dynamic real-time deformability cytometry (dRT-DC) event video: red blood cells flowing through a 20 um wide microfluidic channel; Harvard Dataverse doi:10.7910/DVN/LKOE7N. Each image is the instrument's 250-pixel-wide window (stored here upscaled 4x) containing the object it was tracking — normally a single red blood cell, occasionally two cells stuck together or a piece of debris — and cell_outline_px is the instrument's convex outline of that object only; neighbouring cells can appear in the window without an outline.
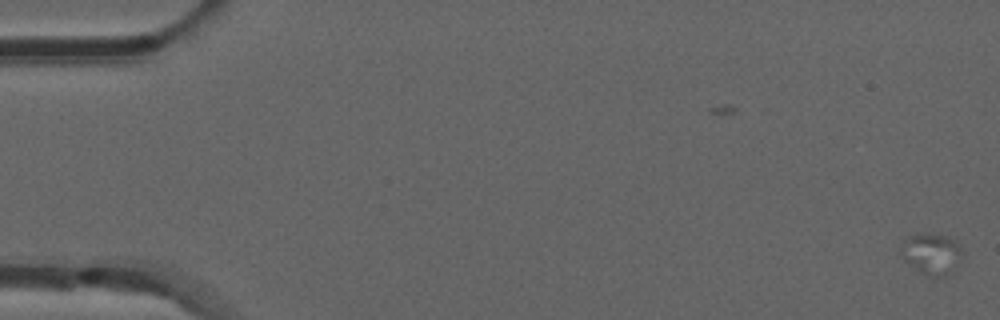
{"species": "common noctule bat (a hibernating species)", "species_latin": "Nyctalus noctula", "temperature_condition": "room temperature", "stored_images_in_passage": 24, "camera_frame_rate_fps": 3000, "um_per_image_px": 0.085, "animal": {"sex": "male", "forearm_length_mm": 52.5}, "frame": {"image": 1, "passage_image": 1, "time_ms": 0.0, "image_size_px": [1000, 320], "cell_outline_px": [[964, 252], [952, 272], [948, 276], [924, 276], [904, 260], [900, 252], [904, 240], [908, 236], [948, 236], [956, 240]], "centroid_in_image_um": [79.21, 21.63], "position_along_channel_um": 5.8, "area_um2": 14.45}}
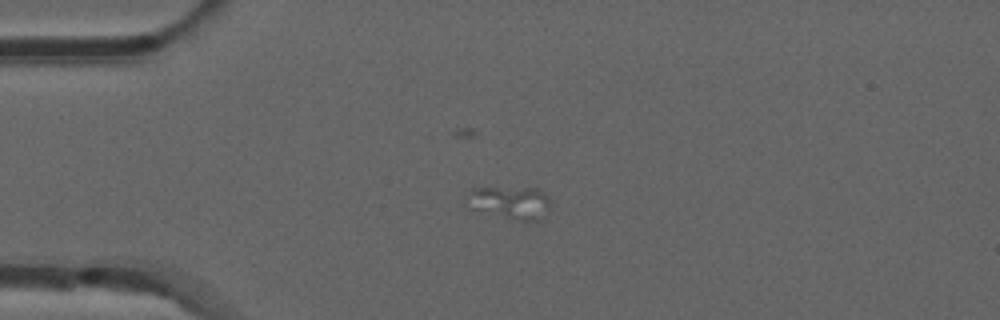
{"frame": {"image": 2, "passage_image": 14, "time_ms": 4.333, "image_size_px": [1000, 320], "cell_outline_px": [[548, 208], [540, 220], [520, 220], [468, 208], [464, 204], [472, 188], [536, 188], [544, 192], [548, 196]], "centroid_in_image_um": [43.32, 17.2], "position_along_channel_um": 41.7, "area_um2": 15.66}}